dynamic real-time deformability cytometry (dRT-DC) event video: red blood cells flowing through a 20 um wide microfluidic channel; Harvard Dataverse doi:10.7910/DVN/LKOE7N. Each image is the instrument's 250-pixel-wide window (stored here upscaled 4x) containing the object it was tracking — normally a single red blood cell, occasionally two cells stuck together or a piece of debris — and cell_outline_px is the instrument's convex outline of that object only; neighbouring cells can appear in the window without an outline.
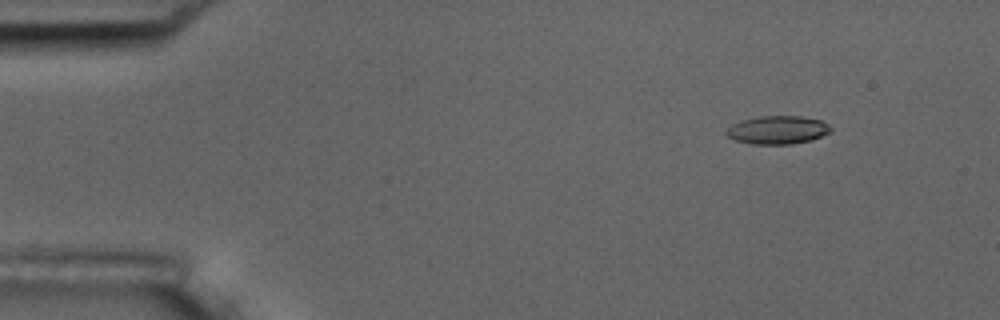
{"species": "common noctule bat (a hibernating species)", "species_latin": "Nyctalus noctula", "temperature_condition": "room temperature", "stored_images_in_passage": 5, "camera_frame_rate_fps": 3000, "um_per_image_px": 0.085, "animal": {"sex": "male", "body_mass_g": 17.5, "forearm_length_mm": 52.3}, "frame": {"image": 1, "passage_image": 2, "time_ms": 1.333, "image_size_px": [1000, 320], "cell_outline_px": [[832, 132], [812, 140], [792, 144], [752, 144], [736, 140], [728, 136], [724, 132], [732, 124], [740, 120], [760, 116], [800, 116], [820, 120], [828, 124], [832, 128]], "centroid_in_image_um": [66.11, 11.04], "position_along_channel_um": 18.9, "area_um2": 17.28}}
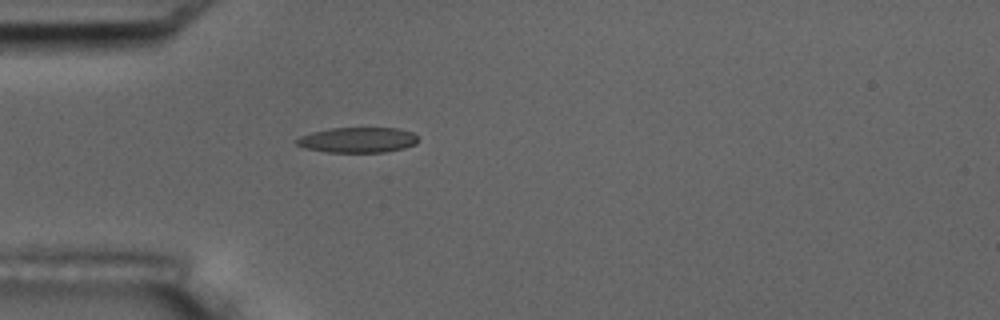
{"frame": {"image": 2, "passage_image": 5, "time_ms": 4.667, "image_size_px": [1000, 320], "cell_outline_px": [[420, 140], [416, 144], [404, 148], [384, 152], [328, 152], [304, 148], [296, 144], [292, 140], [300, 136], [312, 132], [332, 128], [396, 128], [412, 132]], "centroid_in_image_um": [30.39, 11.9], "position_along_channel_um": 54.6, "area_um2": 18.03}}